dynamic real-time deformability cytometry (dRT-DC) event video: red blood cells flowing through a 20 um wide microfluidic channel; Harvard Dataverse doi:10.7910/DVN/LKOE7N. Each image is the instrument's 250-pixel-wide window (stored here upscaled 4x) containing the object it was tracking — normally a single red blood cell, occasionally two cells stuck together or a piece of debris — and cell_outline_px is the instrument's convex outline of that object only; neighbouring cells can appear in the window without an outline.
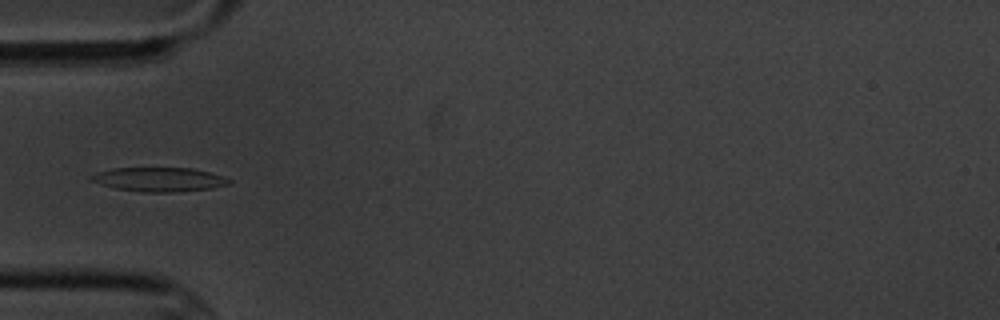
{"species": "common noctule bat (a hibernating species)", "species_latin": "Nyctalus noctula", "temperature_condition": "cold", "stored_images_in_passage": 8, "camera_frame_rate_fps": 3000, "um_per_image_px": 0.085, "animal": {"sex": "male", "body_mass_g": 20.1, "forearm_length_mm": 53.5}, "frame": {"image": 1, "passage_image": 4, "time_ms": 4.333, "image_size_px": [1000, 320], "cell_outline_px": [[232, 180], [228, 184], [212, 188], [172, 192], [140, 192], [116, 188], [100, 184], [88, 180], [88, 176], [96, 172], [112, 168], [192, 168], [224, 176]], "centroid_in_image_um": [13.47, 15.25], "position_along_channel_um": 71.5, "area_um2": 19.42}}
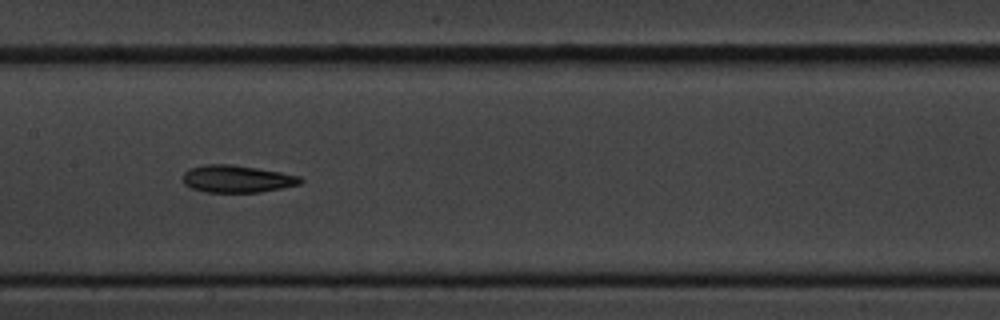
{"frame": {"image": 2, "passage_image": 7, "time_ms": 7.667, "image_size_px": [1000, 320], "cell_outline_px": [[304, 180], [300, 184], [260, 192], [204, 192], [192, 188], [184, 184], [180, 176], [188, 168], [204, 164], [232, 164], [280, 172], [300, 176]], "centroid_in_image_um": [20.08, 15.2], "position_along_channel_um": 187.3, "area_um2": 18.84}}
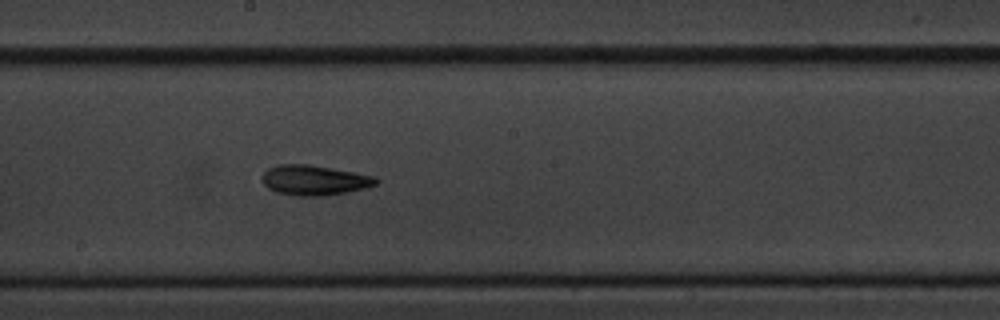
{"frame": {"image": 3, "passage_image": 8, "time_ms": 8.667, "image_size_px": [1000, 320], "cell_outline_px": [[380, 180], [376, 184], [364, 188], [344, 192], [320, 196], [300, 196], [276, 192], [268, 188], [264, 184], [260, 176], [268, 168], [280, 164], [308, 164], [332, 168], [372, 176]], "centroid_in_image_um": [26.66, 15.31], "position_along_channel_um": 221.5, "area_um2": 19.71}}